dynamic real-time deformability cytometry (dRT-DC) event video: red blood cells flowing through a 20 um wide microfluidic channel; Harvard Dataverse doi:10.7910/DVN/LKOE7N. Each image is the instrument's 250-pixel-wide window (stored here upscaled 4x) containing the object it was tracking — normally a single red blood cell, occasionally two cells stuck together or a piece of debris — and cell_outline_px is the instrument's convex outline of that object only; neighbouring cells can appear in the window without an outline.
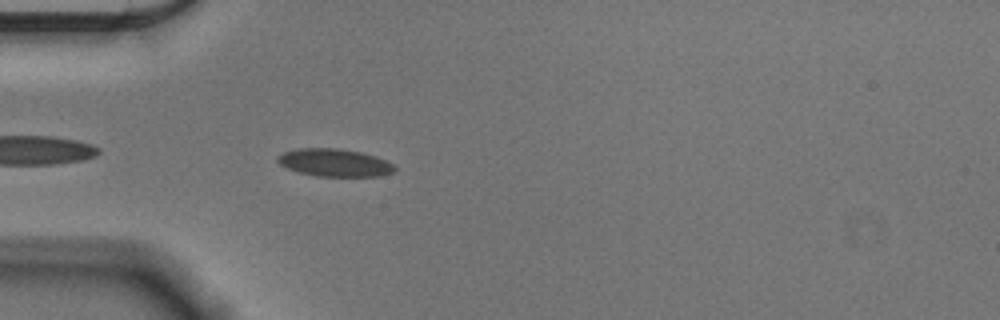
{"species": "Egyptian fruit bat (a non-hibernating species)", "species_latin": "Rousettus aegyptiacus", "temperature_condition": "cold", "stored_images_in_passage": 36, "camera_frame_rate_fps": 3000, "um_per_image_px": 0.085, "animal": {"sex": "male"}, "frame": {"image": 1, "passage_image": 3, "time_ms": 0.667, "image_size_px": [1000, 320], "cell_outline_px": [[396, 172], [380, 176], [316, 176], [300, 172], [288, 168], [280, 164], [276, 160], [276, 156], [284, 152], [296, 148], [336, 148], [360, 152], [376, 156], [392, 164], [396, 168]], "centroid_in_image_um": [28.43, 13.82], "position_along_channel_um": 56.6, "area_um2": 18.84}}
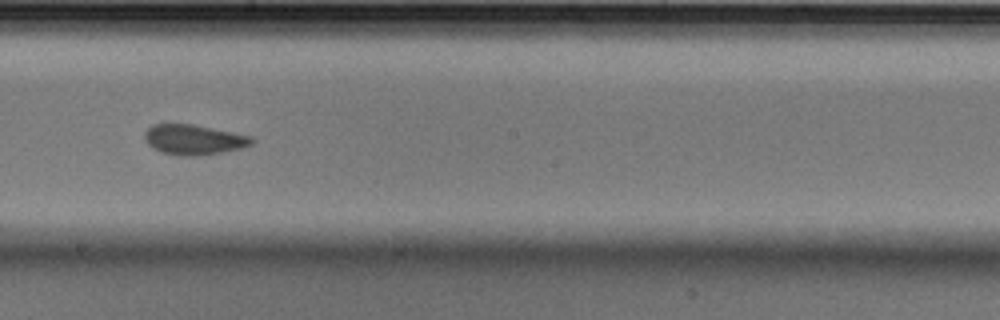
{"frame": {"image": 2, "passage_image": 18, "time_ms": 5.667, "image_size_px": [1000, 320], "cell_outline_px": [[256, 140], [252, 144], [240, 148], [200, 156], [176, 156], [152, 148], [148, 144], [144, 136], [144, 132], [152, 124], [192, 124], [252, 136]], "centroid_in_image_um": [16.46, 11.87], "position_along_channel_um": 231.7, "area_um2": 18.79}}
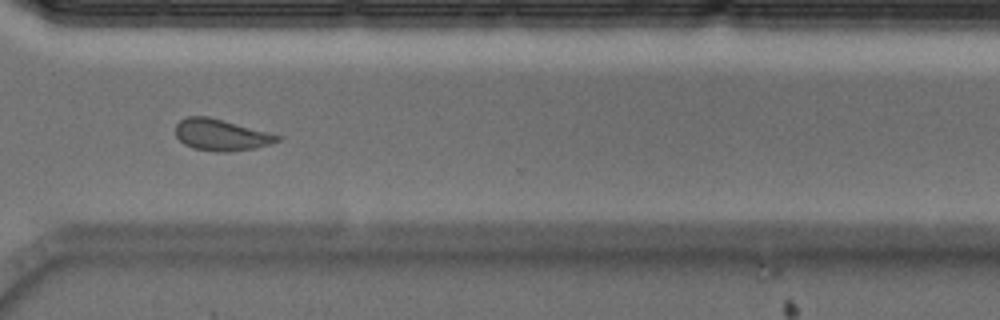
{"frame": {"image": 3, "passage_image": 28, "time_ms": 9.0, "image_size_px": [1000, 320], "cell_outline_px": [[280, 140], [256, 148], [228, 152], [216, 152], [192, 148], [184, 144], [176, 136], [176, 124], [180, 120], [188, 116], [208, 116], [268, 132], [280, 136]], "centroid_in_image_um": [18.76, 11.47], "position_along_channel_um": 351.8, "area_um2": 18.55}, "authors_computed_cell_mechanics": {"area_um2": 18.496, "velocity_mm_per_s": 3.6111, "shape_relaxation_time_tau1_ms": null, "shape_relaxation_time_tau2_ms": 1.4989, "deformation_change_tau1": null, "deformation_change_tau2": 0.0727}}